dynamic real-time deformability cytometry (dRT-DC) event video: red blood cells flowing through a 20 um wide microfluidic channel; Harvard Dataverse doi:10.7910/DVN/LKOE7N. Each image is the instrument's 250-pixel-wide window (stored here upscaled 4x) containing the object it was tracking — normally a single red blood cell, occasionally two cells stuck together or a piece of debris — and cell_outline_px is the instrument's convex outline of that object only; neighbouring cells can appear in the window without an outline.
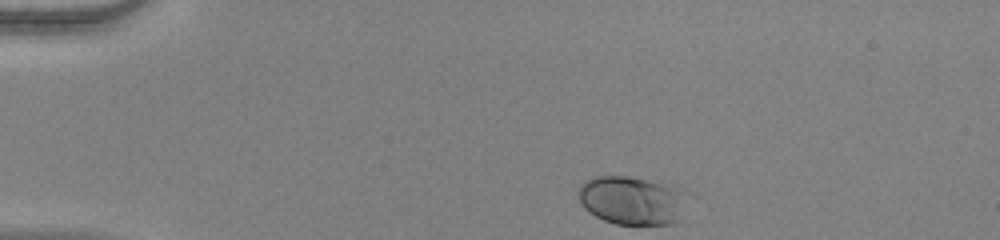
{"species": "human", "species_latin": "Homo sapiens", "temperature_condition": "warm", "stored_images_in_passage": 44, "camera_frame_rate_fps": 3000, "um_per_image_px": 0.085, "donor": {"sex": "female"}, "frame": {"image": 1, "passage_image": 1, "time_ms": 0.0, "image_size_px": [1000, 240], "cell_outline_px": [[680, 192], [676, 220], [672, 224], [616, 224], [604, 220], [588, 212], [584, 208], [580, 200], [580, 188], [584, 180], [592, 176], [624, 176], [644, 180], [660, 184], [672, 188]], "centroid_in_image_um": [53.5, 17.04], "position_along_channel_um": 31.5, "area_um2": 29.02}}
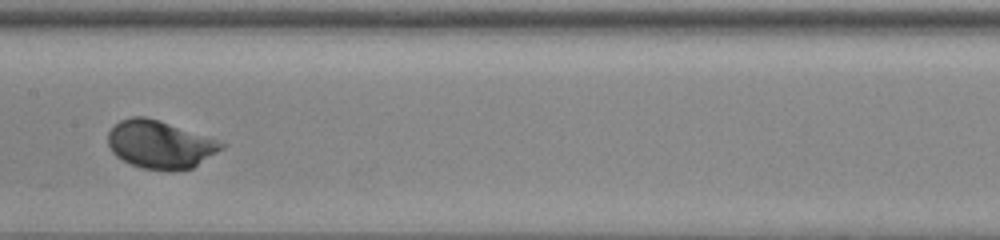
{"frame": {"image": 2, "passage_image": 19, "time_ms": 6.0, "image_size_px": [1000, 240], "cell_outline_px": [[228, 144], [224, 148], [192, 168], [172, 172], [140, 168], [116, 156], [112, 152], [108, 144], [108, 132], [120, 120], [132, 116], [144, 116], [160, 120]], "centroid_in_image_um": [13.6, 12.29], "position_along_channel_um": 193.8, "area_um2": 31.73}}
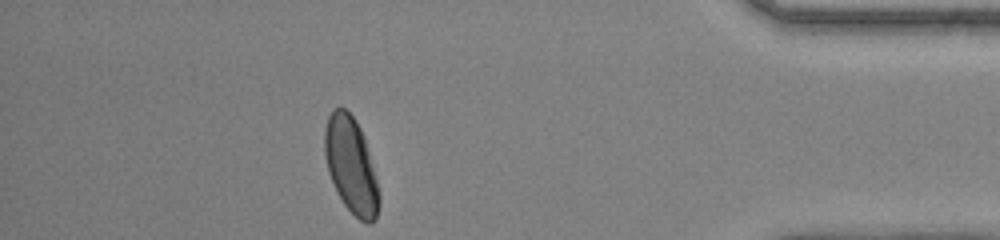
{"frame": {"image": 3, "passage_image": 38, "time_ms": 12.333, "image_size_px": [1000, 240], "cell_outline_px": [[380, 204], [376, 220], [372, 224], [368, 224], [360, 220], [344, 204], [328, 172], [324, 156], [324, 128], [328, 116], [332, 108], [344, 108], [356, 120], [364, 136], [380, 192]], "centroid_in_image_um": [29.84, 14.06], "position_along_channel_um": 405.4, "area_um2": 30.46}, "authors_computed_cell_mechanics": {"area_um2": 29.9404, "velocity_mm_per_s": 3.9399, "shape_relaxation_time_tau1_ms": 1.586, "shape_relaxation_time_tau2_ms": null, "deformation_change_tau1": 0.1292, "deformation_change_tau2": null}}